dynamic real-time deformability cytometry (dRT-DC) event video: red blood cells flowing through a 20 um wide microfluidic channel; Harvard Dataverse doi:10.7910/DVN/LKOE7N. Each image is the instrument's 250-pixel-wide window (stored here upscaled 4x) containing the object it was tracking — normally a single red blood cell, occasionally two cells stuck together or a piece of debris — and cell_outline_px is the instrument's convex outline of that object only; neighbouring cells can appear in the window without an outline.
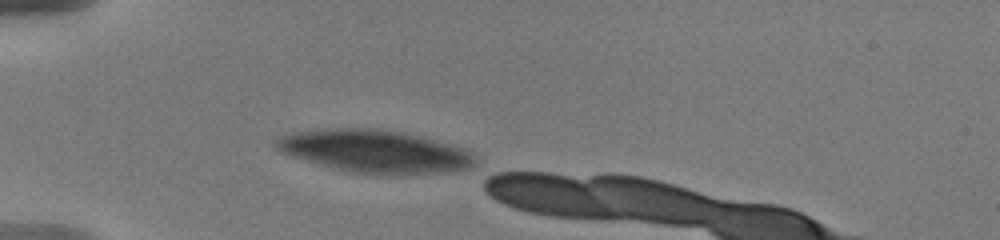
{"species": "human", "species_latin": "Homo sapiens", "temperature_condition": "warm", "stored_images_in_passage": 7, "camera_frame_rate_fps": 3000, "um_per_image_px": 0.085, "donor": {"sex": "male"}, "frame": {"image": 1, "passage_image": 1, "time_ms": 0.0, "image_size_px": [1000, 240], "cell_outline_px": [[476, 168], [444, 172], [404, 176], [376, 176], [348, 172], [332, 168], [292, 156], [280, 152], [272, 144], [280, 136], [292, 132], [332, 128], [372, 128], [400, 132], [432, 140], [460, 148], [476, 156]], "centroid_in_image_um": [31.84, 12.91], "position_along_channel_um": 53.2, "area_um2": 50.05}}
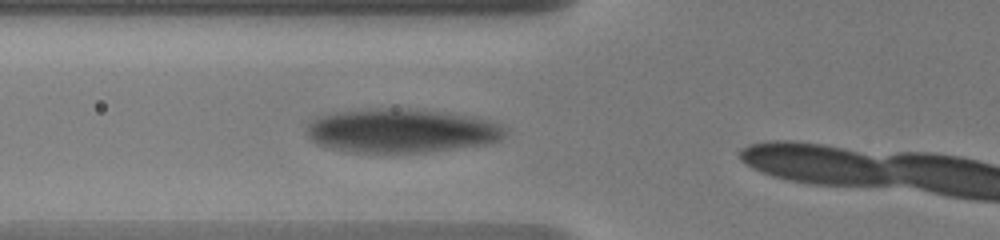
{"frame": {"image": 2, "passage_image": 3, "time_ms": 1.667, "image_size_px": [1000, 240], "cell_outline_px": [[504, 136], [500, 140], [484, 144], [424, 152], [348, 152], [324, 148], [308, 140], [308, 124], [312, 120], [320, 116], [336, 112], [376, 108], [392, 108], [436, 112], [472, 116], [500, 124], [504, 128]], "centroid_in_image_um": [34.03, 11.13], "position_along_channel_um": 91.8, "area_um2": 50.34}}
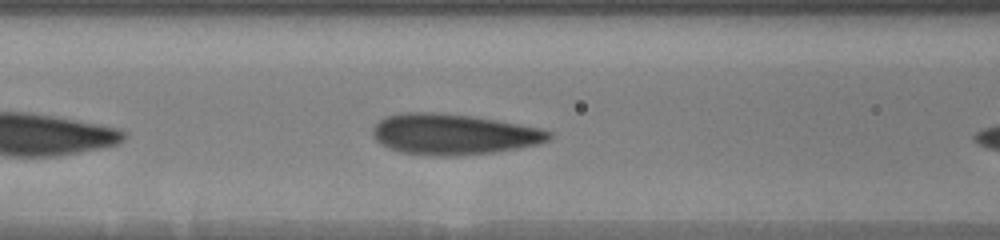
{"frame": {"image": 3, "passage_image": 6, "time_ms": 5.0, "image_size_px": [1000, 240], "cell_outline_px": [[552, 136], [548, 140], [536, 144], [516, 148], [492, 152], [456, 156], [428, 156], [400, 152], [388, 148], [380, 144], [376, 140], [372, 132], [372, 128], [384, 116], [400, 112], [432, 112], [472, 116], [496, 120], [540, 128], [552, 132]], "centroid_in_image_um": [38.48, 11.41], "position_along_channel_um": 128.1, "area_um2": 41.91}}